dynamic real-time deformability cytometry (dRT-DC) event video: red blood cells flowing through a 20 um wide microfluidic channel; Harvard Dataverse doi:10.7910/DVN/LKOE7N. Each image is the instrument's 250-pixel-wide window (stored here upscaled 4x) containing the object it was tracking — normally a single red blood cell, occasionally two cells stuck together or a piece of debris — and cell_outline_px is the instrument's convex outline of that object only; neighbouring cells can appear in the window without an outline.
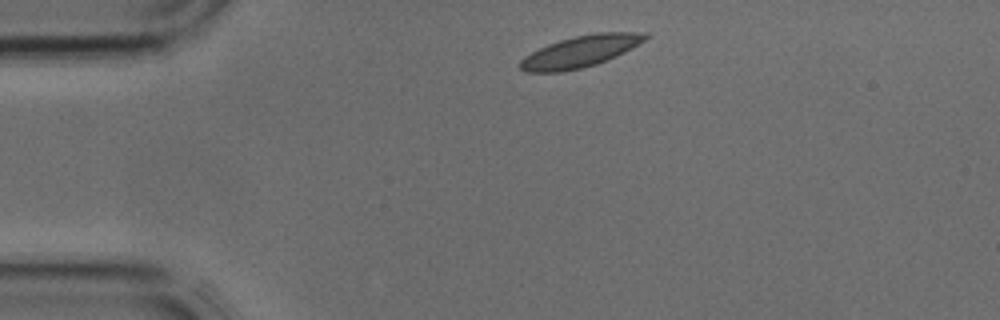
{"species": "common noctule bat (a hibernating species)", "species_latin": "Nyctalus noctula", "temperature_condition": "cold", "stored_images_in_passage": 2, "camera_frame_rate_fps": 3000, "um_per_image_px": 0.085, "animal": {"sex": "male", "body_mass_g": 17.9, "forearm_length_mm": 54.2}, "frame": {"image": 1, "passage_image": 1, "time_ms": 0.0, "image_size_px": [1000, 320], "cell_outline_px": [[652, 36], [624, 52], [616, 56], [596, 64], [580, 68], [560, 72], [524, 72], [520, 68], [520, 60], [524, 56], [548, 44], [560, 40], [576, 36], [596, 32], [648, 32]], "centroid_in_image_um": [49.36, 4.36], "position_along_channel_um": 35.6, "area_um2": 22.89}}